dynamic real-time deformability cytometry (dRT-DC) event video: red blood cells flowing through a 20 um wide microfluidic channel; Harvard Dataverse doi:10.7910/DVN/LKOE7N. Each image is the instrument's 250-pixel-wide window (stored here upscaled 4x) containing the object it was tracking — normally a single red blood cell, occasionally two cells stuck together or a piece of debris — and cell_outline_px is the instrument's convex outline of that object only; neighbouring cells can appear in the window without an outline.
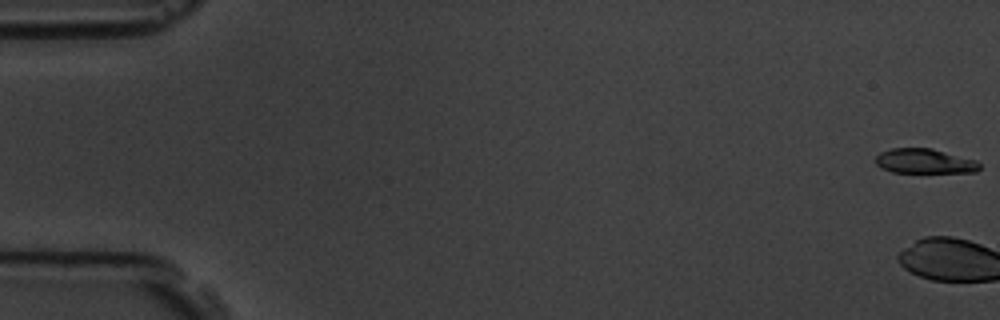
{"species": "common noctule bat (a hibernating species)", "species_latin": "Nyctalus noctula", "temperature_condition": "room temperature", "stored_images_in_passage": 3, "camera_frame_rate_fps": 3000, "um_per_image_px": 0.085, "animal": {"sex": "male", "body_mass_g": 19.5, "forearm_length_mm": 54.6}, "frame": {"image": 1, "passage_image": 1, "time_ms": 0.0, "image_size_px": [1000, 320], "cell_outline_px": [[980, 168], [976, 172], [892, 172], [880, 168], [876, 164], [876, 156], [880, 152], [892, 148], [932, 148], [976, 160], [980, 164]], "centroid_in_image_um": [78.57, 13.69], "position_along_channel_um": 6.4, "area_um2": 14.97}}